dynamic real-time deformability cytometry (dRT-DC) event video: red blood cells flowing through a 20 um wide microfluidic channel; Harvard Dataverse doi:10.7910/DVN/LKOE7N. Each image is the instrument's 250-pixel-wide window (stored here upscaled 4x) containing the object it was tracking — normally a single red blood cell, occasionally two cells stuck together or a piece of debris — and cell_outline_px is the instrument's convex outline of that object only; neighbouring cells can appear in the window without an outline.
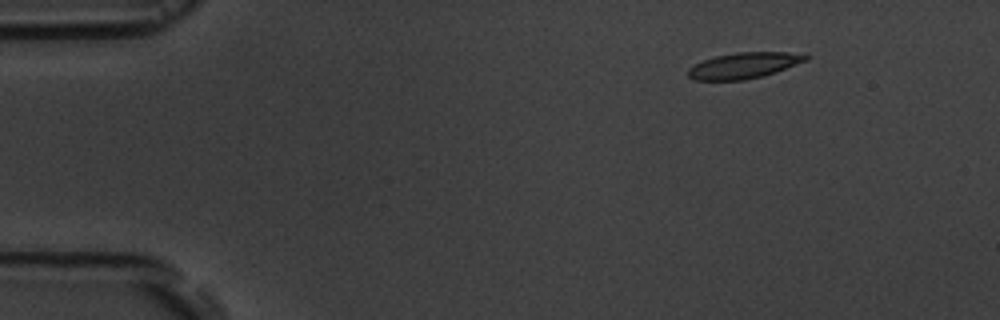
{"species": "common noctule bat (a hibernating species)", "species_latin": "Nyctalus noctula", "temperature_condition": "room temperature", "stored_images_in_passage": 3, "camera_frame_rate_fps": 3000, "um_per_image_px": 0.085, "animal": {"sex": "male", "body_mass_g": 19.5, "forearm_length_mm": 54.6}, "frame": {"image": 1, "passage_image": 2, "time_ms": 2.0, "image_size_px": [1000, 320], "cell_outline_px": [[812, 56], [808, 60], [776, 72], [744, 80], [692, 80], [688, 76], [688, 68], [704, 60], [716, 56], [736, 52], [788, 52]], "centroid_in_image_um": [63.24, 5.56], "position_along_channel_um": 21.8, "area_um2": 17.69}}